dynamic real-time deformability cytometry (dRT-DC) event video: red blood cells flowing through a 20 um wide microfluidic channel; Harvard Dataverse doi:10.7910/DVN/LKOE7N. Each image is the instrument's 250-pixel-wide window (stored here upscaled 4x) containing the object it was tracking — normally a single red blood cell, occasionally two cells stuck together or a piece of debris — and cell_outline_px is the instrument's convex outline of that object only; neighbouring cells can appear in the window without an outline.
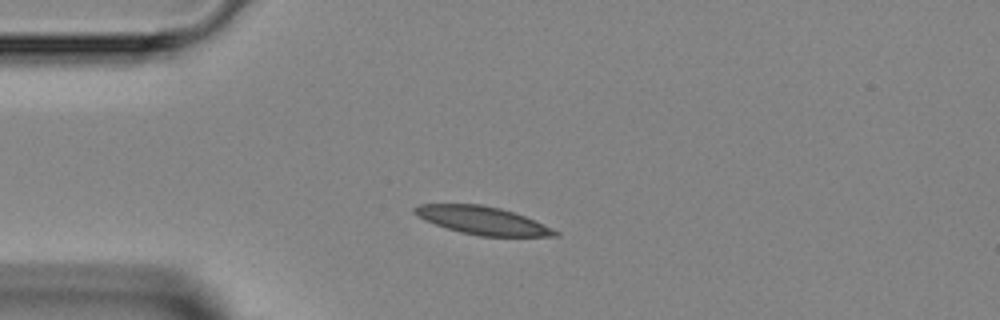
{"species": "Egyptian fruit bat (a non-hibernating species)", "species_latin": "Rousettus aegyptiacus", "temperature_condition": "room temperature", "stored_images_in_passage": 2, "camera_frame_rate_fps": 3000, "um_per_image_px": 0.085, "animal": {"sex": "female"}, "frame": {"image": 1, "passage_image": 2, "time_ms": 1.0, "image_size_px": [1000, 320], "cell_outline_px": [[560, 236], [480, 236], [460, 232], [424, 220], [412, 212], [412, 208], [420, 204], [480, 204], [500, 208], [524, 216], [552, 228], [560, 232]], "centroid_in_image_um": [40.99, 18.74], "position_along_channel_um": 44.0, "area_um2": 22.66}}